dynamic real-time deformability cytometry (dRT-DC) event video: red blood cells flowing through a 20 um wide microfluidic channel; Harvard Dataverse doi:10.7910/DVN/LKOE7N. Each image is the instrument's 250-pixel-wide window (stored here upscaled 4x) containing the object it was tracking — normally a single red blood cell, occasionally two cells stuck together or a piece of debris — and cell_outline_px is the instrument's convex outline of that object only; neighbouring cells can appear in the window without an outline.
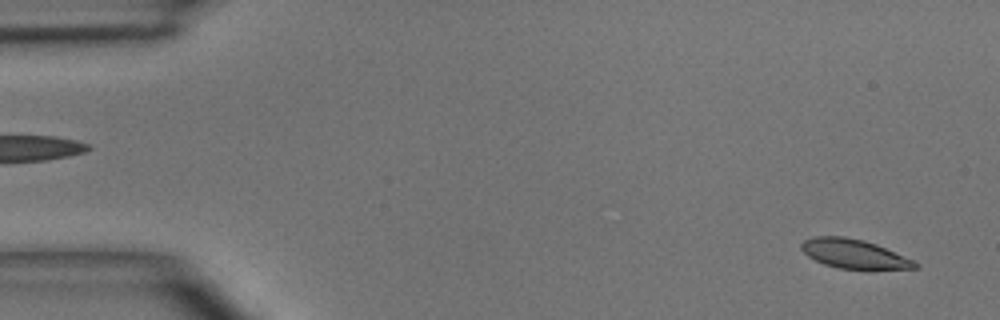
{"species": "common noctule bat (a hibernating species)", "species_latin": "Nyctalus noctula", "temperature_condition": "room temperature", "stored_images_in_passage": 4, "camera_frame_rate_fps": 3000, "um_per_image_px": 0.085, "animal": {"sex": "male", "body_mass_g": 15.6}, "frame": {"image": 1, "passage_image": 4, "time_ms": 4.333, "image_size_px": [1000, 320], "cell_outline_px": [[920, 268], [868, 272], [836, 268], [824, 264], [808, 256], [800, 248], [800, 244], [804, 240], [812, 236], [844, 236], [864, 240], [876, 244], [916, 260], [920, 264]], "centroid_in_image_um": [72.7, 21.63], "position_along_channel_um": 12.3, "area_um2": 20.46}}